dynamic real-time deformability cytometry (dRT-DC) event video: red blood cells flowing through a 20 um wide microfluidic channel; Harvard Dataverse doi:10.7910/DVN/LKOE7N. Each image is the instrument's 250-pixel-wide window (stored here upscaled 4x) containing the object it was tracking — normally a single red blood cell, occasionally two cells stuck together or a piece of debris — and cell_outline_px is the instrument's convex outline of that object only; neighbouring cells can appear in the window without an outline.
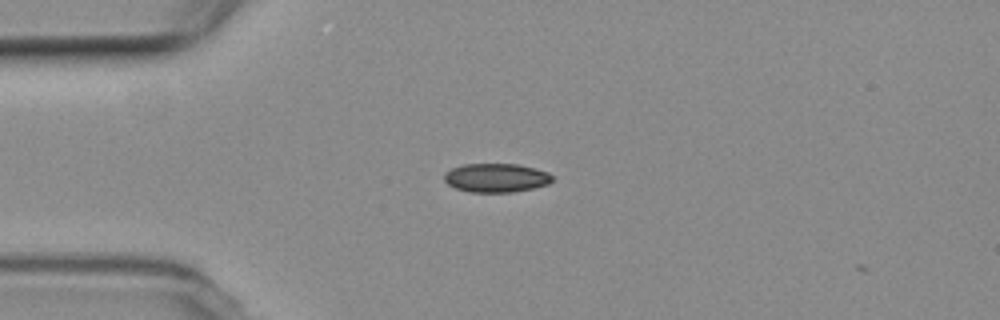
{"species": "common noctule bat (a hibernating species)", "species_latin": "Nyctalus noctula", "temperature_condition": "room temperature", "stored_images_in_passage": 40, "camera_frame_rate_fps": 3000, "um_per_image_px": 0.085, "animal": {"sex": "female", "body_mass_g": 19.3, "forearm_length_mm": 54.1}, "frame": {"image": 1, "passage_image": 1, "time_ms": 0.0, "image_size_px": [1000, 320], "cell_outline_px": [[552, 180], [548, 184], [532, 188], [512, 192], [468, 192], [456, 188], [448, 184], [444, 180], [444, 172], [452, 168], [464, 164], [516, 164], [536, 168], [548, 172], [552, 176]], "centroid_in_image_um": [42.15, 15.11], "position_along_channel_um": 42.8, "area_um2": 18.15}}
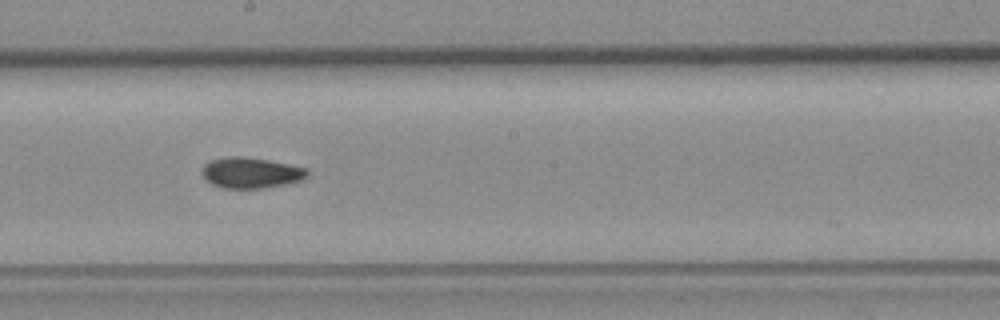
{"frame": {"image": 2, "passage_image": 17, "time_ms": 5.333, "image_size_px": [1000, 320], "cell_outline_px": [[308, 176], [300, 180], [288, 184], [264, 188], [224, 188], [212, 184], [204, 176], [204, 164], [212, 160], [228, 156], [240, 156], [268, 160], [308, 168]], "centroid_in_image_um": [21.38, 14.69], "position_along_channel_um": 226.8, "area_um2": 18.67}}
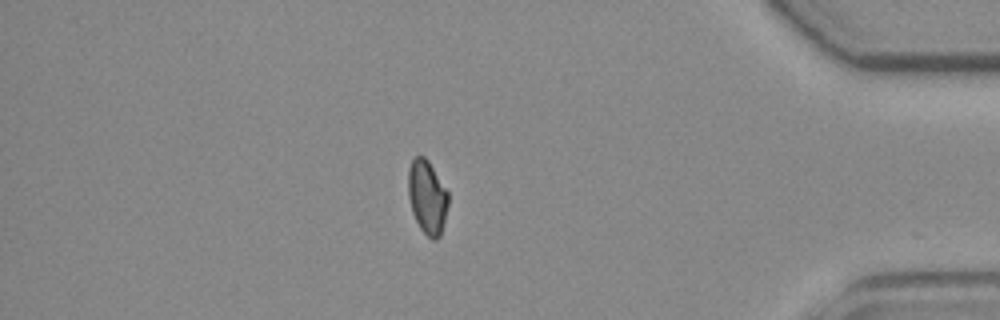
{"frame": {"image": 3, "passage_image": 34, "time_ms": 11.0, "image_size_px": [1000, 320], "cell_outline_px": [[448, 204], [440, 236], [436, 240], [432, 240], [420, 228], [412, 212], [408, 196], [408, 168], [412, 160], [416, 156], [424, 156], [428, 160], [448, 192]], "centroid_in_image_um": [36.3, 16.74], "position_along_channel_um": 398.9, "area_um2": 17.11}, "authors_computed_cell_mechanics": {"area_um2": 18.3804, "velocity_mm_per_s": 3.7653, "shape_relaxation_time_tau1_ms": null, "shape_relaxation_time_tau2_ms": 5.6941, "deformation_change_tau1": null, "deformation_change_tau2": 0.0818}}